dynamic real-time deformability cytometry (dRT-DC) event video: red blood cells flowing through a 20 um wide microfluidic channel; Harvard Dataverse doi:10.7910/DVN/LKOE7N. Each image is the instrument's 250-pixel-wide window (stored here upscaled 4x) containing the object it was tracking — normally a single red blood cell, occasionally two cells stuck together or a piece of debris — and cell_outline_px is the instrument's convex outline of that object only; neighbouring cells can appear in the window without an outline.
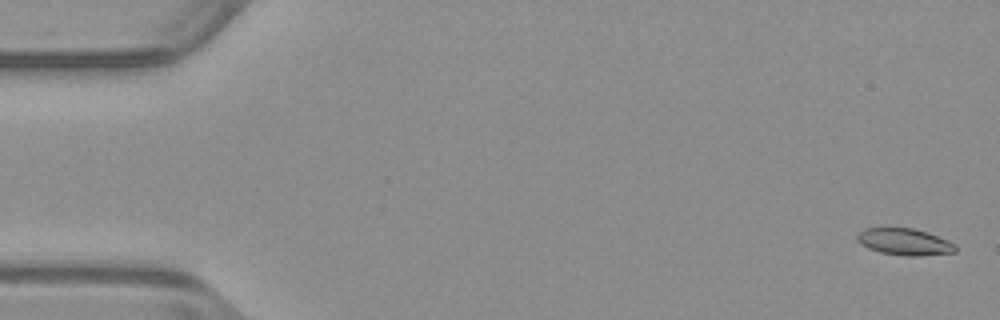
{"species": "common noctule bat (a hibernating species)", "species_latin": "Nyctalus noctula", "temperature_condition": "warm", "stored_images_in_passage": 53, "camera_frame_rate_fps": 3000, "um_per_image_px": 0.085, "animal": {"sex": "male", "body_mass_g": 23.1, "forearm_length_mm": 52.7}, "frame": {"image": 1, "passage_image": 2, "time_ms": 0.333, "image_size_px": [1000, 320], "cell_outline_px": [[956, 252], [920, 256], [904, 256], [880, 252], [868, 248], [860, 244], [856, 240], [856, 236], [864, 228], [912, 228], [928, 232], [948, 240], [956, 244]], "centroid_in_image_um": [76.89, 20.56], "position_along_channel_um": 8.1, "area_um2": 15.43}}
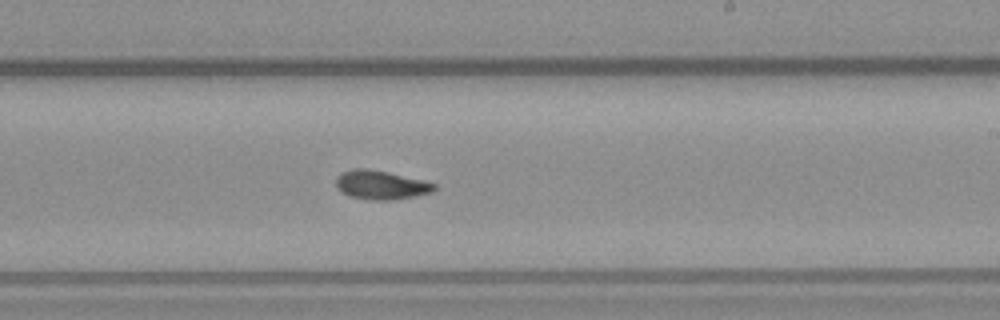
{"frame": {"image": 2, "passage_image": 32, "time_ms": 10.333, "image_size_px": [1000, 320], "cell_outline_px": [[436, 188], [432, 192], [416, 196], [396, 200], [372, 200], [352, 196], [336, 188], [336, 176], [340, 172], [352, 168], [368, 168], [388, 172], [424, 180], [436, 184]], "centroid_in_image_um": [32.38, 15.71], "position_along_channel_um": 256.6, "area_um2": 16.7}}
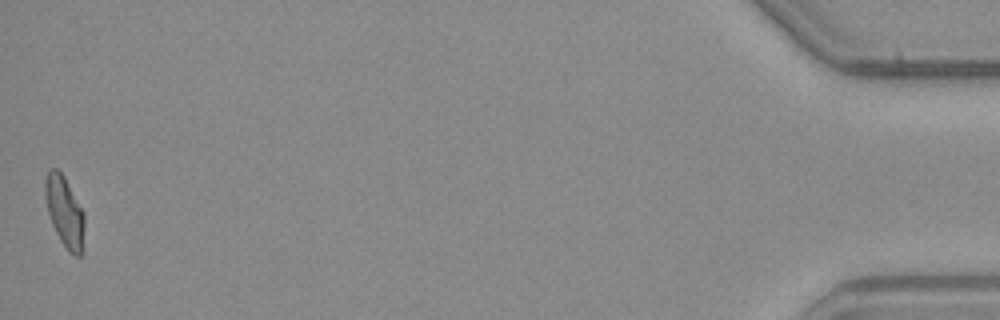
{"frame": {"image": 3, "passage_image": 53, "time_ms": 17.333, "image_size_px": [1000, 320], "cell_outline_px": [[84, 252], [80, 256], [76, 256], [68, 252], [60, 240], [52, 224], [48, 212], [44, 196], [44, 180], [48, 172], [52, 168], [56, 168], [64, 176], [84, 212]], "centroid_in_image_um": [5.5, 18.03], "position_along_channel_um": 429.7, "area_um2": 16.42}, "authors_computed_cell_mechanics": {"area_um2": 16.0106, "velocity_mm_per_s": 3.9545, "shape_relaxation_time_tau1_ms": 6.169, "shape_relaxation_time_tau2_ms": 3.6766, "deformation_change_tau1": 0.1727, "deformation_change_tau2": 0.0979}}